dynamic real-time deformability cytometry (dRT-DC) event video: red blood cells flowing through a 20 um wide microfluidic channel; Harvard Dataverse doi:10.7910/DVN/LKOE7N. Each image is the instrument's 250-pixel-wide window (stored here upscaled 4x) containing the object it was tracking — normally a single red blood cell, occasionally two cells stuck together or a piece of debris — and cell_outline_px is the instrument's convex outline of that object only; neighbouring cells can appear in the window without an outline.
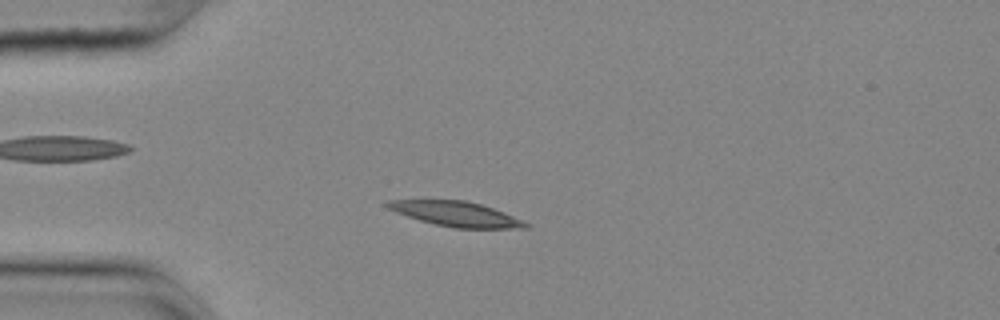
{"species": "common noctule bat (a hibernating species)", "species_latin": "Nyctalus noctula", "temperature_condition": "cold", "stored_images_in_passage": 53, "camera_frame_rate_fps": 3000, "um_per_image_px": 0.085, "animal": {"sex": "female", "body_mass_g": 25.1}, "frame": {"image": 1, "passage_image": 12, "time_ms": 3.667, "image_size_px": [1000, 320], "cell_outline_px": [[532, 224], [528, 228], [456, 228], [436, 224], [420, 220], [396, 212], [388, 208], [384, 204], [384, 200], [464, 200], [480, 204], [504, 212]], "centroid_in_image_um": [38.78, 18.18], "position_along_channel_um": 46.2, "area_um2": 19.88}}
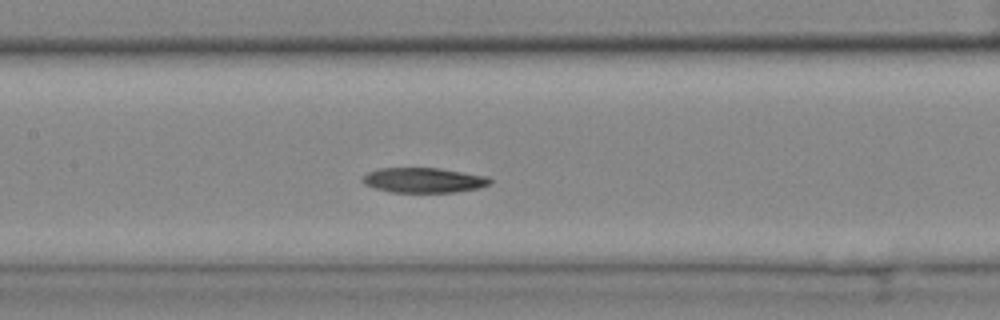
{"frame": {"image": 2, "passage_image": 24, "time_ms": 7.667, "image_size_px": [1000, 320], "cell_outline_px": [[492, 184], [480, 188], [452, 192], [392, 192], [376, 188], [364, 184], [360, 180], [368, 172], [380, 168], [440, 168], [488, 176], [492, 180]], "centroid_in_image_um": [36.05, 15.31], "position_along_channel_um": 171.4, "area_um2": 18.61}}
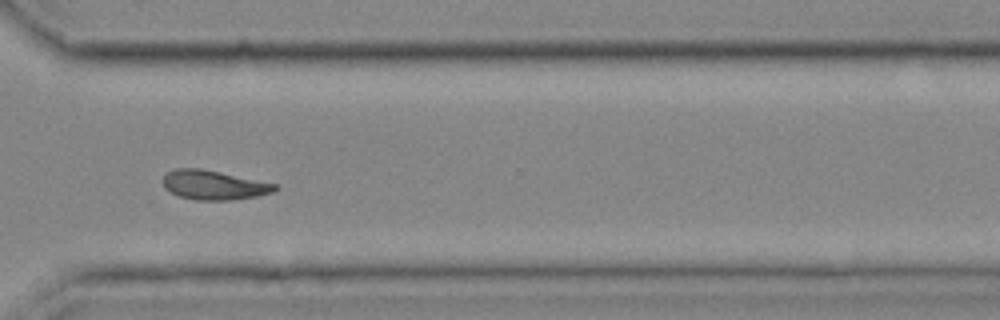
{"frame": {"image": 3, "passage_image": 39, "time_ms": 12.667, "image_size_px": [1000, 320], "cell_outline_px": [[280, 188], [272, 192], [256, 196], [232, 200], [196, 200], [180, 196], [164, 188], [164, 176], [168, 172], [176, 168], [200, 168], [220, 172], [276, 184]], "centroid_in_image_um": [18.18, 15.73], "position_along_channel_um": 352.4, "area_um2": 18.9}}